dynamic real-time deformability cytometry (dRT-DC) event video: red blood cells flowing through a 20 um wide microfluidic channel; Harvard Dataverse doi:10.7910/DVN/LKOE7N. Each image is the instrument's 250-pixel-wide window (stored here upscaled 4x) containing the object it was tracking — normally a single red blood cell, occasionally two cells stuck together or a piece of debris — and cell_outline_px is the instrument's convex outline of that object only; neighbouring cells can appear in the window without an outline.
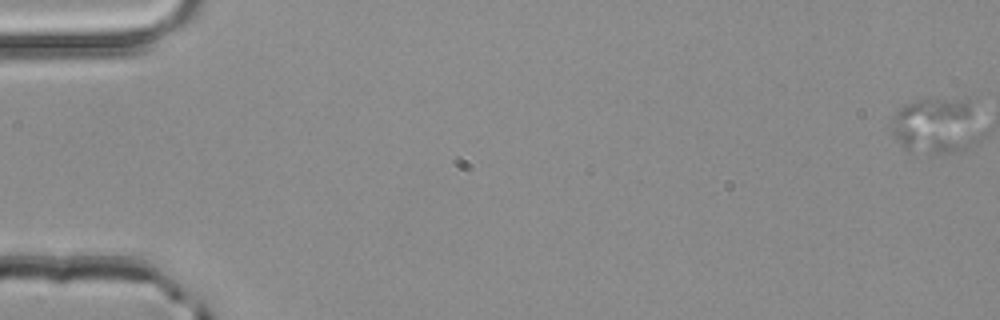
{"species": "common noctule bat (a hibernating species)", "species_latin": "Nyctalus noctula", "temperature_condition": "room temperature", "stored_images_in_passage": 2, "camera_frame_rate_fps": 3000, "um_per_image_px": 0.085, "animal": {"sex": "male", "body_mass_g": 20.4}, "frame": {"image": 1, "passage_image": 1, "time_ms": 0.0, "image_size_px": [1000, 320], "cell_outline_px": [[968, 112], [964, 116], [908, 152], [900, 144], [896, 136], [892, 120], [900, 108], [904, 104], [916, 100], [968, 100]], "centroid_in_image_um": [78.71, 10.19], "position_along_channel_um": 6.3, "area_um2": 17.74}}